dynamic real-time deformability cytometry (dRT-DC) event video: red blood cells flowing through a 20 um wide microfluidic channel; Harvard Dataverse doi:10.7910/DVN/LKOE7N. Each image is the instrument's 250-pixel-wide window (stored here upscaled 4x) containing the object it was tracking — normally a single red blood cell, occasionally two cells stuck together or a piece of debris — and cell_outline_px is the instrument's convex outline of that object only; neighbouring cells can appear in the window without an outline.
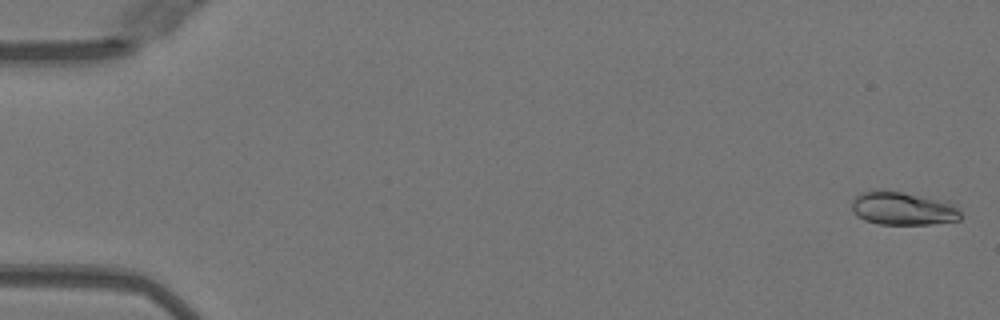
{"species": "Egyptian fruit bat (a non-hibernating species)", "species_latin": "Rousettus aegyptiacus", "temperature_condition": "warm", "stored_images_in_passage": 50, "camera_frame_rate_fps": 3000, "um_per_image_px": 0.085, "animal": {"sex": "female"}, "frame": {"image": 1, "passage_image": 1, "time_ms": 0.0, "image_size_px": [1000, 320], "cell_outline_px": [[960, 220], [928, 224], [880, 224], [864, 220], [856, 216], [852, 212], [852, 200], [860, 192], [876, 188], [884, 188], [948, 200], [960, 212]], "centroid_in_image_um": [76.69, 17.67], "position_along_channel_um": 8.3, "area_um2": 21.73}}
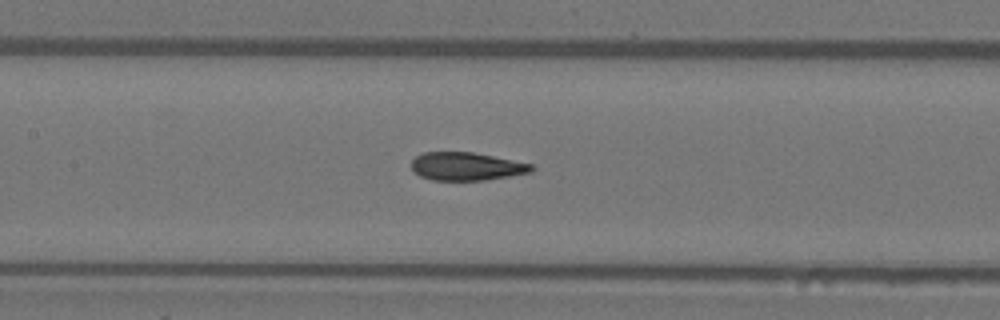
{"frame": {"image": 2, "passage_image": 24, "time_ms": 7.667, "image_size_px": [1000, 320], "cell_outline_px": [[536, 168], [532, 172], [484, 180], [432, 180], [420, 176], [412, 168], [412, 160], [416, 156], [424, 152], [472, 152], [532, 164]], "centroid_in_image_um": [39.65, 14.14], "position_along_channel_um": 167.7, "area_um2": 19.48}}
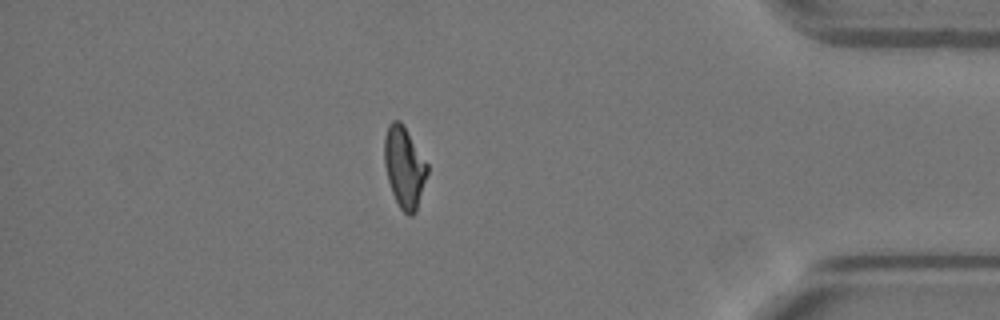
{"frame": {"image": 3, "passage_image": 44, "time_ms": 14.333, "image_size_px": [1000, 320], "cell_outline_px": [[428, 172], [416, 212], [412, 216], [408, 216], [400, 208], [392, 192], [388, 180], [384, 164], [384, 136], [388, 124], [392, 120], [400, 120], [404, 124], [428, 164]], "centroid_in_image_um": [34.36, 14.18], "position_along_channel_um": 400.8, "area_um2": 20.52}, "authors_computed_cell_mechanics": {"area_um2": 20.7213, "velocity_mm_per_s": 4.0581, "shape_relaxation_time_tau1_ms": 7.0742, "shape_relaxation_time_tau2_ms": 1.1531, "deformation_change_tau1": 0.2258, "deformation_change_tau2": 0.0571}}